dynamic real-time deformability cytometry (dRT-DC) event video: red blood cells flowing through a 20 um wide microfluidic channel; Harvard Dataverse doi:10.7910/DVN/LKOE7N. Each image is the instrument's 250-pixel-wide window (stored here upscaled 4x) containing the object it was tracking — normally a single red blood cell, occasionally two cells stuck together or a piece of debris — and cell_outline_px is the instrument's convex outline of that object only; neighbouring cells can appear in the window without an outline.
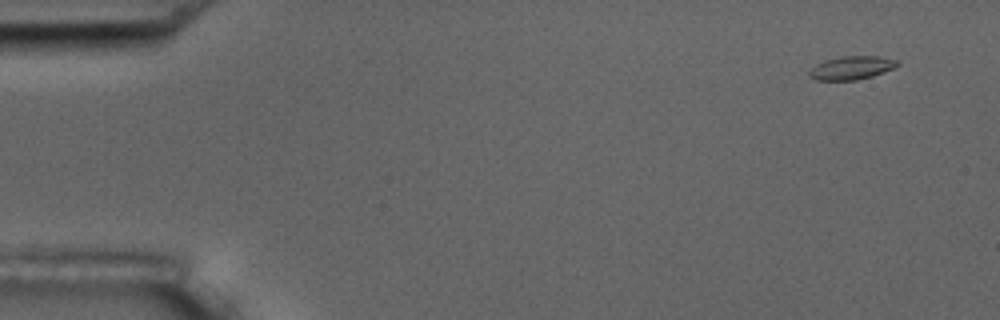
{"species": "common noctule bat (a hibernating species)", "species_latin": "Nyctalus noctula", "temperature_condition": "room temperature", "stored_images_in_passage": 5, "segment_of_instrument_passage": [2, 2], "camera_frame_rate_fps": 3000, "um_per_image_px": 0.085, "animal": {"sex": "male", "body_mass_g": 17.5, "forearm_length_mm": 52.3}, "frame": {"image": 1, "passage_image": 5, "time_ms": 4.667, "image_size_px": [1000, 320], "cell_outline_px": [[900, 64], [884, 72], [872, 76], [856, 80], [816, 80], [808, 76], [808, 72], [816, 64], [824, 60], [844, 56], [880, 56], [900, 60]], "centroid_in_image_um": [72.39, 5.76], "position_along_channel_um": 12.6, "area_um2": 12.08}}